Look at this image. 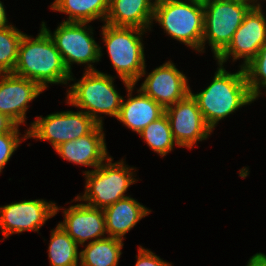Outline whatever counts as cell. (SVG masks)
<instances>
[{
    "label": "cell",
    "instance_id": "obj_19",
    "mask_svg": "<svg viewBox=\"0 0 266 266\" xmlns=\"http://www.w3.org/2000/svg\"><path fill=\"white\" fill-rule=\"evenodd\" d=\"M109 237L124 240V236L145 216L151 213L132 197L118 200L103 210Z\"/></svg>",
    "mask_w": 266,
    "mask_h": 266
},
{
    "label": "cell",
    "instance_id": "obj_8",
    "mask_svg": "<svg viewBox=\"0 0 266 266\" xmlns=\"http://www.w3.org/2000/svg\"><path fill=\"white\" fill-rule=\"evenodd\" d=\"M86 22L63 21L52 33L45 22L41 27L49 34L66 69L72 75V65L86 64L85 71H96L92 63L99 62L102 58V48L93 37V28Z\"/></svg>",
    "mask_w": 266,
    "mask_h": 266
},
{
    "label": "cell",
    "instance_id": "obj_2",
    "mask_svg": "<svg viewBox=\"0 0 266 266\" xmlns=\"http://www.w3.org/2000/svg\"><path fill=\"white\" fill-rule=\"evenodd\" d=\"M212 82L202 92L190 94L196 100L207 125L214 130L220 120L256 99L251 95L244 68L230 73L218 65Z\"/></svg>",
    "mask_w": 266,
    "mask_h": 266
},
{
    "label": "cell",
    "instance_id": "obj_1",
    "mask_svg": "<svg viewBox=\"0 0 266 266\" xmlns=\"http://www.w3.org/2000/svg\"><path fill=\"white\" fill-rule=\"evenodd\" d=\"M13 74L36 82L43 90L49 83L63 85L74 81L53 40L42 27L36 38L24 33Z\"/></svg>",
    "mask_w": 266,
    "mask_h": 266
},
{
    "label": "cell",
    "instance_id": "obj_5",
    "mask_svg": "<svg viewBox=\"0 0 266 266\" xmlns=\"http://www.w3.org/2000/svg\"><path fill=\"white\" fill-rule=\"evenodd\" d=\"M171 38L202 52L204 5L198 0H156L153 20Z\"/></svg>",
    "mask_w": 266,
    "mask_h": 266
},
{
    "label": "cell",
    "instance_id": "obj_20",
    "mask_svg": "<svg viewBox=\"0 0 266 266\" xmlns=\"http://www.w3.org/2000/svg\"><path fill=\"white\" fill-rule=\"evenodd\" d=\"M50 8L69 16L66 22H86L106 20L109 0H54Z\"/></svg>",
    "mask_w": 266,
    "mask_h": 266
},
{
    "label": "cell",
    "instance_id": "obj_27",
    "mask_svg": "<svg viewBox=\"0 0 266 266\" xmlns=\"http://www.w3.org/2000/svg\"><path fill=\"white\" fill-rule=\"evenodd\" d=\"M138 248V255L135 256L137 258L135 266H172V263L162 260L151 250L142 246Z\"/></svg>",
    "mask_w": 266,
    "mask_h": 266
},
{
    "label": "cell",
    "instance_id": "obj_13",
    "mask_svg": "<svg viewBox=\"0 0 266 266\" xmlns=\"http://www.w3.org/2000/svg\"><path fill=\"white\" fill-rule=\"evenodd\" d=\"M146 76L139 89L164 108L184 99L190 93L188 77L171 60Z\"/></svg>",
    "mask_w": 266,
    "mask_h": 266
},
{
    "label": "cell",
    "instance_id": "obj_26",
    "mask_svg": "<svg viewBox=\"0 0 266 266\" xmlns=\"http://www.w3.org/2000/svg\"><path fill=\"white\" fill-rule=\"evenodd\" d=\"M26 133L20 137L19 126L16 125L10 132L0 134V173L6 166V163L10 160L13 153L17 150L20 143L27 138ZM22 138V139H20Z\"/></svg>",
    "mask_w": 266,
    "mask_h": 266
},
{
    "label": "cell",
    "instance_id": "obj_4",
    "mask_svg": "<svg viewBox=\"0 0 266 266\" xmlns=\"http://www.w3.org/2000/svg\"><path fill=\"white\" fill-rule=\"evenodd\" d=\"M114 78L107 73L85 71L82 78L69 85L67 102L103 125L101 114L117 119L123 96L115 89Z\"/></svg>",
    "mask_w": 266,
    "mask_h": 266
},
{
    "label": "cell",
    "instance_id": "obj_11",
    "mask_svg": "<svg viewBox=\"0 0 266 266\" xmlns=\"http://www.w3.org/2000/svg\"><path fill=\"white\" fill-rule=\"evenodd\" d=\"M61 207L43 199L23 200L0 206V229L3 240L24 231L39 232L45 222L57 215Z\"/></svg>",
    "mask_w": 266,
    "mask_h": 266
},
{
    "label": "cell",
    "instance_id": "obj_23",
    "mask_svg": "<svg viewBox=\"0 0 266 266\" xmlns=\"http://www.w3.org/2000/svg\"><path fill=\"white\" fill-rule=\"evenodd\" d=\"M148 144L151 150L161 157L166 156L177 145L174 141L169 120L164 114L159 119L151 122L138 134Z\"/></svg>",
    "mask_w": 266,
    "mask_h": 266
},
{
    "label": "cell",
    "instance_id": "obj_21",
    "mask_svg": "<svg viewBox=\"0 0 266 266\" xmlns=\"http://www.w3.org/2000/svg\"><path fill=\"white\" fill-rule=\"evenodd\" d=\"M123 240L105 237L88 242L80 251V266H117L122 254Z\"/></svg>",
    "mask_w": 266,
    "mask_h": 266
},
{
    "label": "cell",
    "instance_id": "obj_28",
    "mask_svg": "<svg viewBox=\"0 0 266 266\" xmlns=\"http://www.w3.org/2000/svg\"><path fill=\"white\" fill-rule=\"evenodd\" d=\"M16 124L6 115L0 113V134L10 132Z\"/></svg>",
    "mask_w": 266,
    "mask_h": 266
},
{
    "label": "cell",
    "instance_id": "obj_7",
    "mask_svg": "<svg viewBox=\"0 0 266 266\" xmlns=\"http://www.w3.org/2000/svg\"><path fill=\"white\" fill-rule=\"evenodd\" d=\"M259 0H206L204 5V31L202 53L206 41L216 59L231 43L234 33L248 11Z\"/></svg>",
    "mask_w": 266,
    "mask_h": 266
},
{
    "label": "cell",
    "instance_id": "obj_30",
    "mask_svg": "<svg viewBox=\"0 0 266 266\" xmlns=\"http://www.w3.org/2000/svg\"><path fill=\"white\" fill-rule=\"evenodd\" d=\"M6 16L7 14H6L3 2L0 1V29L12 25L8 23Z\"/></svg>",
    "mask_w": 266,
    "mask_h": 266
},
{
    "label": "cell",
    "instance_id": "obj_29",
    "mask_svg": "<svg viewBox=\"0 0 266 266\" xmlns=\"http://www.w3.org/2000/svg\"><path fill=\"white\" fill-rule=\"evenodd\" d=\"M246 266H266V255L264 253H256L250 257Z\"/></svg>",
    "mask_w": 266,
    "mask_h": 266
},
{
    "label": "cell",
    "instance_id": "obj_25",
    "mask_svg": "<svg viewBox=\"0 0 266 266\" xmlns=\"http://www.w3.org/2000/svg\"><path fill=\"white\" fill-rule=\"evenodd\" d=\"M251 95L258 99L266 89V44H264L257 55L243 67Z\"/></svg>",
    "mask_w": 266,
    "mask_h": 266
},
{
    "label": "cell",
    "instance_id": "obj_10",
    "mask_svg": "<svg viewBox=\"0 0 266 266\" xmlns=\"http://www.w3.org/2000/svg\"><path fill=\"white\" fill-rule=\"evenodd\" d=\"M262 3L258 1L246 14L242 24L238 27L231 43L215 59L218 65L227 62L229 57L233 62L243 59L240 67H245L266 44V16L262 10Z\"/></svg>",
    "mask_w": 266,
    "mask_h": 266
},
{
    "label": "cell",
    "instance_id": "obj_24",
    "mask_svg": "<svg viewBox=\"0 0 266 266\" xmlns=\"http://www.w3.org/2000/svg\"><path fill=\"white\" fill-rule=\"evenodd\" d=\"M23 35L14 25L0 29V73H13Z\"/></svg>",
    "mask_w": 266,
    "mask_h": 266
},
{
    "label": "cell",
    "instance_id": "obj_3",
    "mask_svg": "<svg viewBox=\"0 0 266 266\" xmlns=\"http://www.w3.org/2000/svg\"><path fill=\"white\" fill-rule=\"evenodd\" d=\"M102 40L113 68L126 88L136 85L146 74L142 36L147 30L137 27L102 25Z\"/></svg>",
    "mask_w": 266,
    "mask_h": 266
},
{
    "label": "cell",
    "instance_id": "obj_12",
    "mask_svg": "<svg viewBox=\"0 0 266 266\" xmlns=\"http://www.w3.org/2000/svg\"><path fill=\"white\" fill-rule=\"evenodd\" d=\"M165 114L178 147L191 149L197 141L206 140L213 132L190 93L184 99L166 107Z\"/></svg>",
    "mask_w": 266,
    "mask_h": 266
},
{
    "label": "cell",
    "instance_id": "obj_17",
    "mask_svg": "<svg viewBox=\"0 0 266 266\" xmlns=\"http://www.w3.org/2000/svg\"><path fill=\"white\" fill-rule=\"evenodd\" d=\"M135 85L126 88L128 93L127 101L122 98L120 112L117 120L123 123L128 129L139 134L151 122L159 119L165 114V108L145 95L140 89L138 95H132Z\"/></svg>",
    "mask_w": 266,
    "mask_h": 266
},
{
    "label": "cell",
    "instance_id": "obj_9",
    "mask_svg": "<svg viewBox=\"0 0 266 266\" xmlns=\"http://www.w3.org/2000/svg\"><path fill=\"white\" fill-rule=\"evenodd\" d=\"M98 123L84 111H61L37 116L27 130V138L49 141L54 150L61 144L89 134Z\"/></svg>",
    "mask_w": 266,
    "mask_h": 266
},
{
    "label": "cell",
    "instance_id": "obj_6",
    "mask_svg": "<svg viewBox=\"0 0 266 266\" xmlns=\"http://www.w3.org/2000/svg\"><path fill=\"white\" fill-rule=\"evenodd\" d=\"M112 161L109 156L96 169L84 171L85 192L81 196L78 194L72 202L84 201V204L104 210L118 200L129 197L124 194L130 185L138 181L132 171L135 168L126 165L123 159Z\"/></svg>",
    "mask_w": 266,
    "mask_h": 266
},
{
    "label": "cell",
    "instance_id": "obj_22",
    "mask_svg": "<svg viewBox=\"0 0 266 266\" xmlns=\"http://www.w3.org/2000/svg\"><path fill=\"white\" fill-rule=\"evenodd\" d=\"M79 245L57 224L51 231L48 259L51 266H79Z\"/></svg>",
    "mask_w": 266,
    "mask_h": 266
},
{
    "label": "cell",
    "instance_id": "obj_18",
    "mask_svg": "<svg viewBox=\"0 0 266 266\" xmlns=\"http://www.w3.org/2000/svg\"><path fill=\"white\" fill-rule=\"evenodd\" d=\"M156 0H109L105 23L151 31Z\"/></svg>",
    "mask_w": 266,
    "mask_h": 266
},
{
    "label": "cell",
    "instance_id": "obj_15",
    "mask_svg": "<svg viewBox=\"0 0 266 266\" xmlns=\"http://www.w3.org/2000/svg\"><path fill=\"white\" fill-rule=\"evenodd\" d=\"M64 220L59 222L68 235L80 246L105 238L107 235L103 209L94 208L84 202L71 205L62 211ZM92 240V241H91Z\"/></svg>",
    "mask_w": 266,
    "mask_h": 266
},
{
    "label": "cell",
    "instance_id": "obj_14",
    "mask_svg": "<svg viewBox=\"0 0 266 266\" xmlns=\"http://www.w3.org/2000/svg\"><path fill=\"white\" fill-rule=\"evenodd\" d=\"M44 90L34 81L13 73H0V113L20 126L26 121L28 103Z\"/></svg>",
    "mask_w": 266,
    "mask_h": 266
},
{
    "label": "cell",
    "instance_id": "obj_16",
    "mask_svg": "<svg viewBox=\"0 0 266 266\" xmlns=\"http://www.w3.org/2000/svg\"><path fill=\"white\" fill-rule=\"evenodd\" d=\"M103 128V125L98 124L89 134L67 141L58 146L55 151L63 160L96 169L110 156Z\"/></svg>",
    "mask_w": 266,
    "mask_h": 266
}]
</instances>
